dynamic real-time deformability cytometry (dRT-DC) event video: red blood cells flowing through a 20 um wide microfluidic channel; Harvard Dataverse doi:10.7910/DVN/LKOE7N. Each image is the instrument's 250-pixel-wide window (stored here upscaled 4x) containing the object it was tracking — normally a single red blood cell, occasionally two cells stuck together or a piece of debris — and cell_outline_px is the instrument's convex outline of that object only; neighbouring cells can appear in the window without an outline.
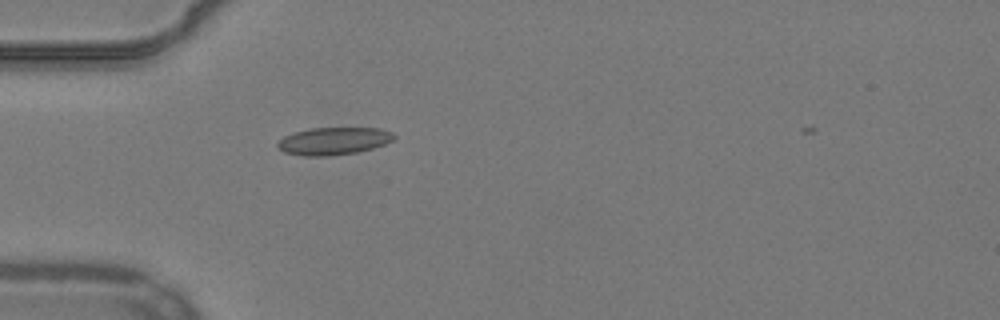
{"species": "common noctule bat (a hibernating species)", "species_latin": "Nyctalus noctula", "temperature_condition": "warm", "stored_images_in_passage": 37, "camera_frame_rate_fps": 3000, "um_per_image_px": 0.085, "animal": {"sex": "male", "body_mass_g": 19.2, "forearm_length_mm": 51.8}, "frame": {"image": 1, "passage_image": 1, "time_ms": 0.0, "image_size_px": [1000, 320], "cell_outline_px": [[396, 136], [392, 140], [384, 144], [372, 148], [356, 152], [328, 156], [304, 156], [284, 152], [276, 144], [284, 136], [296, 132], [312, 128], [380, 128], [392, 132]], "centroid_in_image_um": [28.37, 11.98], "position_along_channel_um": 56.6, "area_um2": 18.44}}
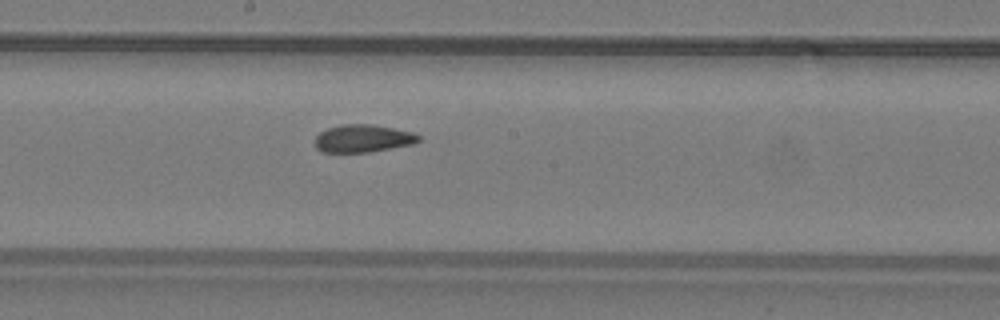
{"frame": {"image": 2, "passage_image": 14, "time_ms": 4.333, "image_size_px": [1000, 320], "cell_outline_px": [[420, 140], [412, 144], [368, 152], [320, 152], [316, 148], [316, 136], [320, 132], [328, 128], [340, 124], [372, 124], [412, 132], [420, 136]], "centroid_in_image_um": [30.82, 11.76], "position_along_channel_um": 217.4, "area_um2": 16.59}}
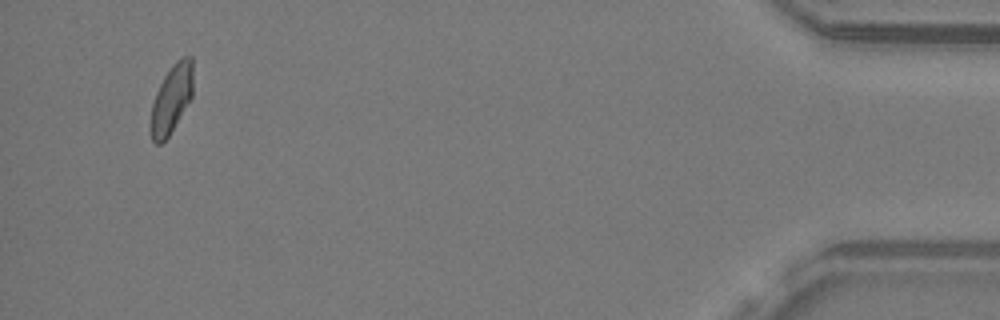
{"frame": {"image": 3, "passage_image": 36, "time_ms": 11.667, "image_size_px": [1000, 320], "cell_outline_px": [[192, 96], [168, 136], [160, 144], [156, 144], [152, 140], [148, 128], [148, 124], [152, 104], [156, 92], [164, 76], [172, 64], [176, 60], [184, 56], [192, 56]], "centroid_in_image_um": [14.53, 8.42], "position_along_channel_um": 420.7, "area_um2": 16.94}}